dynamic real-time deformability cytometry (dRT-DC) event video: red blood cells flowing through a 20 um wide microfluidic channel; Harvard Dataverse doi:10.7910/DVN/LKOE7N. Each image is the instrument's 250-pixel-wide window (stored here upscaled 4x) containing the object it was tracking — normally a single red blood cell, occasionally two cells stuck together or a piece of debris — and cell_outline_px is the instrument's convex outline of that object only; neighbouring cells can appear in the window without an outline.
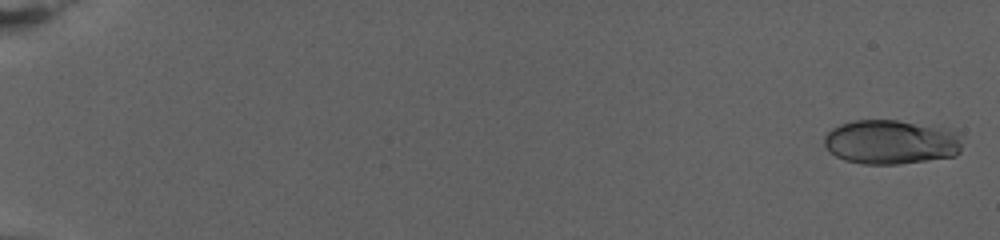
{"species": "human", "species_latin": "Homo sapiens", "temperature_condition": "warm", "stored_images_in_passage": 81, "camera_frame_rate_fps": 3000, "um_per_image_px": 0.085, "donor": {"sex": "female"}, "frame": {"image": 1, "passage_image": 2, "time_ms": 0.333, "image_size_px": [1000, 240], "cell_outline_px": [[960, 152], [956, 156], [896, 164], [864, 164], [844, 160], [836, 156], [824, 144], [824, 136], [832, 128], [840, 124], [856, 120], [896, 120], [940, 128], [952, 132], [956, 136], [960, 144]], "centroid_in_image_um": [75.66, 12.08], "position_along_channel_um": 9.3, "area_um2": 34.97}}
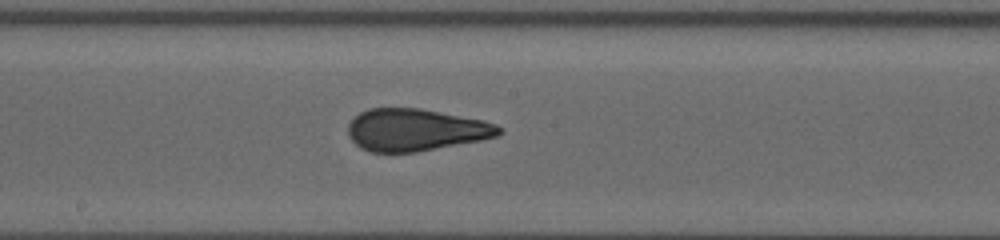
{"frame": {"image": 2, "passage_image": 47, "time_ms": 15.333, "image_size_px": [1000, 240], "cell_outline_px": [[504, 132], [496, 136], [480, 140], [416, 152], [368, 152], [360, 148], [348, 136], [348, 124], [360, 112], [368, 108], [420, 108], [484, 120], [496, 124]], "centroid_in_image_um": [35.31, 11.04], "position_along_channel_um": 212.9, "area_um2": 37.05}}
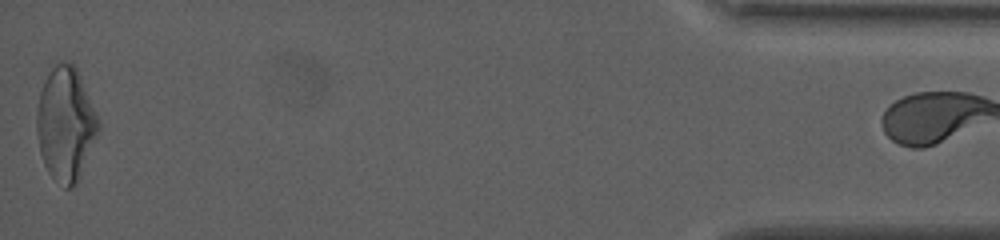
{"frame": {"image": 3, "passage_image": 80, "time_ms": 26.333, "image_size_px": [1000, 240], "cell_outline_px": [[100, 132], [80, 180], [72, 188], [64, 188], [48, 172], [44, 164], [40, 152], [36, 132], [36, 112], [40, 92], [44, 80], [48, 72], [56, 64], [68, 60], [76, 68], [80, 76], [100, 120]], "centroid_in_image_um": [5.6, 10.58], "position_along_channel_um": 429.6, "area_um2": 41.5}}